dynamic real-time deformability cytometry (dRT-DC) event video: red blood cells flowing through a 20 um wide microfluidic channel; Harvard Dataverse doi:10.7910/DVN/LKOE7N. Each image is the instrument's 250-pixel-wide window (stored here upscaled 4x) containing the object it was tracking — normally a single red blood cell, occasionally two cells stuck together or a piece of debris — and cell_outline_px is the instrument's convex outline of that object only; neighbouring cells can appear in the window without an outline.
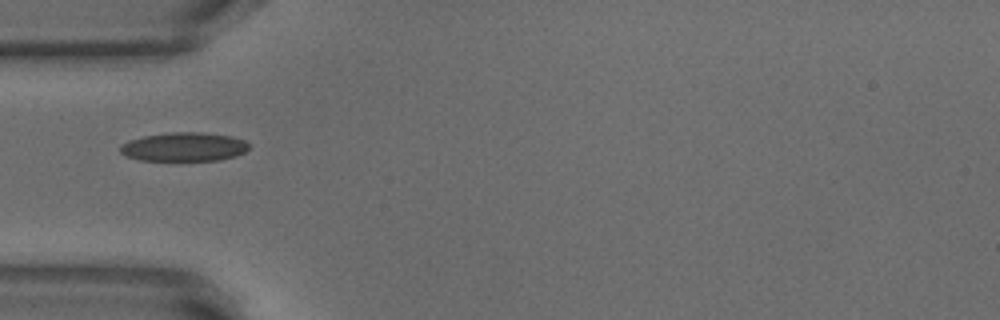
{"species": "common noctule bat (a hibernating species)", "species_latin": "Nyctalus noctula", "temperature_condition": "warm", "stored_images_in_passage": 22, "camera_frame_rate_fps": 3000, "um_per_image_px": 0.085, "animal": {"sex": "male", "body_mass_g": 18.8}, "frame": {"image": 1, "passage_image": 1, "time_ms": 0.0, "image_size_px": [1000, 320], "cell_outline_px": [[252, 144], [244, 152], [236, 156], [220, 160], [140, 160], [128, 156], [120, 152], [120, 144], [128, 140], [144, 136], [168, 132], [200, 132], [232, 136], [244, 140]], "centroid_in_image_um": [15.66, 12.47], "position_along_channel_um": 69.3, "area_um2": 21.73}}